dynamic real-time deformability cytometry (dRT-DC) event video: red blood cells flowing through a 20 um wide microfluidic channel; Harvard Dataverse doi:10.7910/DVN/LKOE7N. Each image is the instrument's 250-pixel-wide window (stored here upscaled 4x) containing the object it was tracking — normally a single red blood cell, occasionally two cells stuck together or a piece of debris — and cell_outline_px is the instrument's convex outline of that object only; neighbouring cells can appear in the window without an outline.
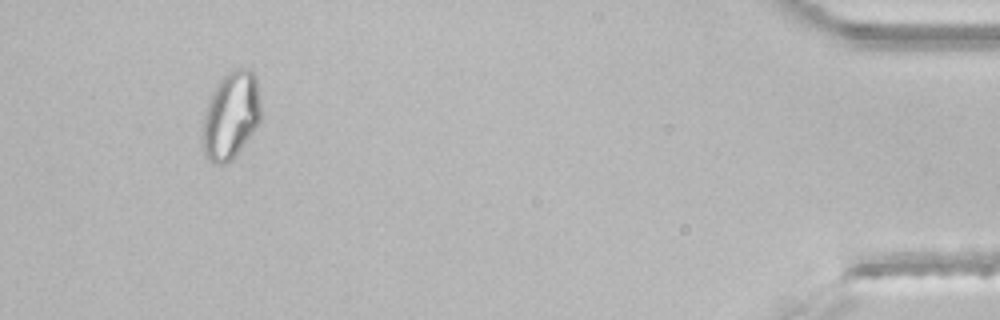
{"species": "common noctule bat (a hibernating species)", "species_latin": "Nyctalus noctula", "temperature_condition": "room temperature", "stored_images_in_passage": 45, "segment_of_instrument_passage": [2, 2], "camera_frame_rate_fps": 3000, "um_per_image_px": 0.085, "animal": {"sex": "male", "body_mass_g": 21.5, "forearm_length_mm": 52.0}, "frame": {"image": 1, "passage_image": 42, "time_ms": 13.667, "image_size_px": [1000, 320], "cell_outline_px": [[260, 120], [252, 132], [232, 160], [224, 164], [216, 164], [208, 160], [204, 152], [200, 140], [200, 136], [204, 112], [212, 92], [220, 80], [228, 72], [236, 68], [248, 68], [256, 76], [260, 104]], "centroid_in_image_um": [19.58, 9.83], "position_along_channel_um": 415.6, "area_um2": 29.77}}